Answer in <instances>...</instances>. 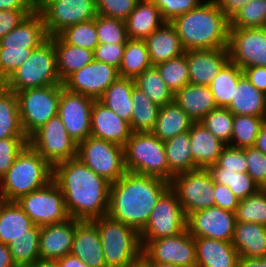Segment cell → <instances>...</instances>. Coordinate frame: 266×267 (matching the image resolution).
<instances>
[{"label": "cell", "instance_id": "1", "mask_svg": "<svg viewBox=\"0 0 266 267\" xmlns=\"http://www.w3.org/2000/svg\"><path fill=\"white\" fill-rule=\"evenodd\" d=\"M52 180L64 196L70 218L93 220L108 214L111 183L78 157L55 164Z\"/></svg>", "mask_w": 266, "mask_h": 267}, {"label": "cell", "instance_id": "2", "mask_svg": "<svg viewBox=\"0 0 266 267\" xmlns=\"http://www.w3.org/2000/svg\"><path fill=\"white\" fill-rule=\"evenodd\" d=\"M170 182L127 171L110 186L108 215L140 233Z\"/></svg>", "mask_w": 266, "mask_h": 267}, {"label": "cell", "instance_id": "3", "mask_svg": "<svg viewBox=\"0 0 266 267\" xmlns=\"http://www.w3.org/2000/svg\"><path fill=\"white\" fill-rule=\"evenodd\" d=\"M170 23L185 51L227 48L230 20L214 0L201 3Z\"/></svg>", "mask_w": 266, "mask_h": 267}, {"label": "cell", "instance_id": "4", "mask_svg": "<svg viewBox=\"0 0 266 267\" xmlns=\"http://www.w3.org/2000/svg\"><path fill=\"white\" fill-rule=\"evenodd\" d=\"M52 177L53 167L27 144L0 180V196L5 201H17L21 196L46 186Z\"/></svg>", "mask_w": 266, "mask_h": 267}, {"label": "cell", "instance_id": "5", "mask_svg": "<svg viewBox=\"0 0 266 267\" xmlns=\"http://www.w3.org/2000/svg\"><path fill=\"white\" fill-rule=\"evenodd\" d=\"M98 227L107 267H125L142 255L140 234L108 214L92 220Z\"/></svg>", "mask_w": 266, "mask_h": 267}, {"label": "cell", "instance_id": "6", "mask_svg": "<svg viewBox=\"0 0 266 267\" xmlns=\"http://www.w3.org/2000/svg\"><path fill=\"white\" fill-rule=\"evenodd\" d=\"M124 157L127 171L159 177L169 182L164 141L152 132H132L124 146Z\"/></svg>", "mask_w": 266, "mask_h": 267}, {"label": "cell", "instance_id": "7", "mask_svg": "<svg viewBox=\"0 0 266 267\" xmlns=\"http://www.w3.org/2000/svg\"><path fill=\"white\" fill-rule=\"evenodd\" d=\"M58 84L62 82L57 73L55 47L50 39L34 49L29 58L3 83L15 93Z\"/></svg>", "mask_w": 266, "mask_h": 267}, {"label": "cell", "instance_id": "8", "mask_svg": "<svg viewBox=\"0 0 266 267\" xmlns=\"http://www.w3.org/2000/svg\"><path fill=\"white\" fill-rule=\"evenodd\" d=\"M63 84L17 92L23 131L29 139L48 120L58 115Z\"/></svg>", "mask_w": 266, "mask_h": 267}, {"label": "cell", "instance_id": "9", "mask_svg": "<svg viewBox=\"0 0 266 267\" xmlns=\"http://www.w3.org/2000/svg\"><path fill=\"white\" fill-rule=\"evenodd\" d=\"M77 157L111 184L127 172L124 147L110 141L89 136L78 143Z\"/></svg>", "mask_w": 266, "mask_h": 267}, {"label": "cell", "instance_id": "10", "mask_svg": "<svg viewBox=\"0 0 266 267\" xmlns=\"http://www.w3.org/2000/svg\"><path fill=\"white\" fill-rule=\"evenodd\" d=\"M36 10L43 17L49 37L98 15L96 0H37Z\"/></svg>", "mask_w": 266, "mask_h": 267}, {"label": "cell", "instance_id": "11", "mask_svg": "<svg viewBox=\"0 0 266 267\" xmlns=\"http://www.w3.org/2000/svg\"><path fill=\"white\" fill-rule=\"evenodd\" d=\"M187 217L177 195L169 187L158 199L144 229L139 233L142 248L150 241L177 235L186 227Z\"/></svg>", "mask_w": 266, "mask_h": 267}, {"label": "cell", "instance_id": "12", "mask_svg": "<svg viewBox=\"0 0 266 267\" xmlns=\"http://www.w3.org/2000/svg\"><path fill=\"white\" fill-rule=\"evenodd\" d=\"M16 202L36 226L58 224L70 218L64 196L53 180L43 188L21 196Z\"/></svg>", "mask_w": 266, "mask_h": 267}, {"label": "cell", "instance_id": "13", "mask_svg": "<svg viewBox=\"0 0 266 267\" xmlns=\"http://www.w3.org/2000/svg\"><path fill=\"white\" fill-rule=\"evenodd\" d=\"M170 188L177 195L186 217L194 211L215 206L214 181L207 169L175 175Z\"/></svg>", "mask_w": 266, "mask_h": 267}, {"label": "cell", "instance_id": "14", "mask_svg": "<svg viewBox=\"0 0 266 267\" xmlns=\"http://www.w3.org/2000/svg\"><path fill=\"white\" fill-rule=\"evenodd\" d=\"M29 144L53 167L77 157L78 143L68 134L57 115L48 120L30 138Z\"/></svg>", "mask_w": 266, "mask_h": 267}, {"label": "cell", "instance_id": "15", "mask_svg": "<svg viewBox=\"0 0 266 267\" xmlns=\"http://www.w3.org/2000/svg\"><path fill=\"white\" fill-rule=\"evenodd\" d=\"M142 256L148 262L197 267L195 237L186 228L177 235L150 240L142 248Z\"/></svg>", "mask_w": 266, "mask_h": 267}, {"label": "cell", "instance_id": "16", "mask_svg": "<svg viewBox=\"0 0 266 267\" xmlns=\"http://www.w3.org/2000/svg\"><path fill=\"white\" fill-rule=\"evenodd\" d=\"M229 59L241 69L266 67V27L229 28Z\"/></svg>", "mask_w": 266, "mask_h": 267}, {"label": "cell", "instance_id": "17", "mask_svg": "<svg viewBox=\"0 0 266 267\" xmlns=\"http://www.w3.org/2000/svg\"><path fill=\"white\" fill-rule=\"evenodd\" d=\"M235 223V213L218 206L194 211L186 219L187 230L193 237L213 238L225 242H232Z\"/></svg>", "mask_w": 266, "mask_h": 267}, {"label": "cell", "instance_id": "18", "mask_svg": "<svg viewBox=\"0 0 266 267\" xmlns=\"http://www.w3.org/2000/svg\"><path fill=\"white\" fill-rule=\"evenodd\" d=\"M119 77L117 68L93 59L91 63L69 75L62 84L70 92L99 100Z\"/></svg>", "mask_w": 266, "mask_h": 267}, {"label": "cell", "instance_id": "19", "mask_svg": "<svg viewBox=\"0 0 266 267\" xmlns=\"http://www.w3.org/2000/svg\"><path fill=\"white\" fill-rule=\"evenodd\" d=\"M93 100L83 94L61 89L58 116L61 118L68 134L77 142H81L91 133V110Z\"/></svg>", "mask_w": 266, "mask_h": 267}, {"label": "cell", "instance_id": "20", "mask_svg": "<svg viewBox=\"0 0 266 267\" xmlns=\"http://www.w3.org/2000/svg\"><path fill=\"white\" fill-rule=\"evenodd\" d=\"M132 130L130 124L99 100H95L91 110L90 136L125 146Z\"/></svg>", "mask_w": 266, "mask_h": 267}, {"label": "cell", "instance_id": "21", "mask_svg": "<svg viewBox=\"0 0 266 267\" xmlns=\"http://www.w3.org/2000/svg\"><path fill=\"white\" fill-rule=\"evenodd\" d=\"M78 219L40 227L39 256L42 260H57L71 253Z\"/></svg>", "mask_w": 266, "mask_h": 267}, {"label": "cell", "instance_id": "22", "mask_svg": "<svg viewBox=\"0 0 266 267\" xmlns=\"http://www.w3.org/2000/svg\"><path fill=\"white\" fill-rule=\"evenodd\" d=\"M190 83L209 86L221 69L230 61L228 49L186 51Z\"/></svg>", "mask_w": 266, "mask_h": 267}, {"label": "cell", "instance_id": "23", "mask_svg": "<svg viewBox=\"0 0 266 267\" xmlns=\"http://www.w3.org/2000/svg\"><path fill=\"white\" fill-rule=\"evenodd\" d=\"M71 254L89 267H107L97 225L92 220L76 223Z\"/></svg>", "mask_w": 266, "mask_h": 267}, {"label": "cell", "instance_id": "24", "mask_svg": "<svg viewBox=\"0 0 266 267\" xmlns=\"http://www.w3.org/2000/svg\"><path fill=\"white\" fill-rule=\"evenodd\" d=\"M40 235V226H36L16 201L2 198L0 213V242L9 245L20 236Z\"/></svg>", "mask_w": 266, "mask_h": 267}, {"label": "cell", "instance_id": "25", "mask_svg": "<svg viewBox=\"0 0 266 267\" xmlns=\"http://www.w3.org/2000/svg\"><path fill=\"white\" fill-rule=\"evenodd\" d=\"M197 267H237L239 254L232 242L195 237Z\"/></svg>", "mask_w": 266, "mask_h": 267}, {"label": "cell", "instance_id": "26", "mask_svg": "<svg viewBox=\"0 0 266 267\" xmlns=\"http://www.w3.org/2000/svg\"><path fill=\"white\" fill-rule=\"evenodd\" d=\"M144 41L153 66L185 53L177 30L170 22H165Z\"/></svg>", "mask_w": 266, "mask_h": 267}, {"label": "cell", "instance_id": "27", "mask_svg": "<svg viewBox=\"0 0 266 267\" xmlns=\"http://www.w3.org/2000/svg\"><path fill=\"white\" fill-rule=\"evenodd\" d=\"M191 154L198 169L214 165L226 146L215 137L202 123L194 122L189 130Z\"/></svg>", "mask_w": 266, "mask_h": 267}, {"label": "cell", "instance_id": "28", "mask_svg": "<svg viewBox=\"0 0 266 267\" xmlns=\"http://www.w3.org/2000/svg\"><path fill=\"white\" fill-rule=\"evenodd\" d=\"M49 39L41 14L35 10L0 39V46L39 48Z\"/></svg>", "mask_w": 266, "mask_h": 267}, {"label": "cell", "instance_id": "29", "mask_svg": "<svg viewBox=\"0 0 266 267\" xmlns=\"http://www.w3.org/2000/svg\"><path fill=\"white\" fill-rule=\"evenodd\" d=\"M164 23L159 8L151 0H139L125 20L128 38L132 40H145Z\"/></svg>", "mask_w": 266, "mask_h": 267}, {"label": "cell", "instance_id": "30", "mask_svg": "<svg viewBox=\"0 0 266 267\" xmlns=\"http://www.w3.org/2000/svg\"><path fill=\"white\" fill-rule=\"evenodd\" d=\"M173 101L195 122H199L210 111L217 108L209 86L186 84L174 93Z\"/></svg>", "mask_w": 266, "mask_h": 267}, {"label": "cell", "instance_id": "31", "mask_svg": "<svg viewBox=\"0 0 266 267\" xmlns=\"http://www.w3.org/2000/svg\"><path fill=\"white\" fill-rule=\"evenodd\" d=\"M226 108L235 115L265 117L266 94L257 90L246 76L242 75L234 88L231 103Z\"/></svg>", "mask_w": 266, "mask_h": 267}, {"label": "cell", "instance_id": "32", "mask_svg": "<svg viewBox=\"0 0 266 267\" xmlns=\"http://www.w3.org/2000/svg\"><path fill=\"white\" fill-rule=\"evenodd\" d=\"M232 244L239 256H266V226L254 222H236Z\"/></svg>", "mask_w": 266, "mask_h": 267}, {"label": "cell", "instance_id": "33", "mask_svg": "<svg viewBox=\"0 0 266 267\" xmlns=\"http://www.w3.org/2000/svg\"><path fill=\"white\" fill-rule=\"evenodd\" d=\"M49 39L55 47L57 73L61 82L94 59L93 51L67 44L59 35L51 36Z\"/></svg>", "mask_w": 266, "mask_h": 267}, {"label": "cell", "instance_id": "34", "mask_svg": "<svg viewBox=\"0 0 266 267\" xmlns=\"http://www.w3.org/2000/svg\"><path fill=\"white\" fill-rule=\"evenodd\" d=\"M195 121L174 101L160 107L152 133L161 141L187 132Z\"/></svg>", "mask_w": 266, "mask_h": 267}, {"label": "cell", "instance_id": "35", "mask_svg": "<svg viewBox=\"0 0 266 267\" xmlns=\"http://www.w3.org/2000/svg\"><path fill=\"white\" fill-rule=\"evenodd\" d=\"M190 145L189 131L164 141L169 168V182L175 175L198 169L193 160Z\"/></svg>", "mask_w": 266, "mask_h": 267}, {"label": "cell", "instance_id": "36", "mask_svg": "<svg viewBox=\"0 0 266 267\" xmlns=\"http://www.w3.org/2000/svg\"><path fill=\"white\" fill-rule=\"evenodd\" d=\"M27 138L21 126L17 94L0 84V140Z\"/></svg>", "mask_w": 266, "mask_h": 267}, {"label": "cell", "instance_id": "37", "mask_svg": "<svg viewBox=\"0 0 266 267\" xmlns=\"http://www.w3.org/2000/svg\"><path fill=\"white\" fill-rule=\"evenodd\" d=\"M134 79L119 77L104 92L99 101L114 111L120 118L131 122L133 102L132 90Z\"/></svg>", "mask_w": 266, "mask_h": 267}, {"label": "cell", "instance_id": "38", "mask_svg": "<svg viewBox=\"0 0 266 267\" xmlns=\"http://www.w3.org/2000/svg\"><path fill=\"white\" fill-rule=\"evenodd\" d=\"M133 111L130 128L132 132H152L155 128L160 106L136 86L132 90Z\"/></svg>", "mask_w": 266, "mask_h": 267}, {"label": "cell", "instance_id": "39", "mask_svg": "<svg viewBox=\"0 0 266 267\" xmlns=\"http://www.w3.org/2000/svg\"><path fill=\"white\" fill-rule=\"evenodd\" d=\"M152 66L145 41L129 39L125 44L122 62L118 69L119 76L135 79Z\"/></svg>", "mask_w": 266, "mask_h": 267}, {"label": "cell", "instance_id": "40", "mask_svg": "<svg viewBox=\"0 0 266 267\" xmlns=\"http://www.w3.org/2000/svg\"><path fill=\"white\" fill-rule=\"evenodd\" d=\"M242 75L243 70L229 61L211 81L209 87L217 107L226 108L231 103L234 88Z\"/></svg>", "mask_w": 266, "mask_h": 267}, {"label": "cell", "instance_id": "41", "mask_svg": "<svg viewBox=\"0 0 266 267\" xmlns=\"http://www.w3.org/2000/svg\"><path fill=\"white\" fill-rule=\"evenodd\" d=\"M207 171L215 183L229 187L239 200L245 199L260 189L247 172L224 171V168L217 167L215 164L209 166Z\"/></svg>", "mask_w": 266, "mask_h": 267}, {"label": "cell", "instance_id": "42", "mask_svg": "<svg viewBox=\"0 0 266 267\" xmlns=\"http://www.w3.org/2000/svg\"><path fill=\"white\" fill-rule=\"evenodd\" d=\"M134 81L135 86L158 106L161 107L173 102L174 93L165 84L155 66L138 75Z\"/></svg>", "mask_w": 266, "mask_h": 267}, {"label": "cell", "instance_id": "43", "mask_svg": "<svg viewBox=\"0 0 266 267\" xmlns=\"http://www.w3.org/2000/svg\"><path fill=\"white\" fill-rule=\"evenodd\" d=\"M264 126V117L235 115L230 146L246 148L254 146L260 129ZM235 142L233 144V142Z\"/></svg>", "mask_w": 266, "mask_h": 267}, {"label": "cell", "instance_id": "44", "mask_svg": "<svg viewBox=\"0 0 266 267\" xmlns=\"http://www.w3.org/2000/svg\"><path fill=\"white\" fill-rule=\"evenodd\" d=\"M155 67L173 93L190 83L186 51L181 56L158 63Z\"/></svg>", "mask_w": 266, "mask_h": 267}, {"label": "cell", "instance_id": "45", "mask_svg": "<svg viewBox=\"0 0 266 267\" xmlns=\"http://www.w3.org/2000/svg\"><path fill=\"white\" fill-rule=\"evenodd\" d=\"M236 222H254L266 226V188L239 200L235 211Z\"/></svg>", "mask_w": 266, "mask_h": 267}, {"label": "cell", "instance_id": "46", "mask_svg": "<svg viewBox=\"0 0 266 267\" xmlns=\"http://www.w3.org/2000/svg\"><path fill=\"white\" fill-rule=\"evenodd\" d=\"M67 44L94 51L99 44L96 32V18L71 25L58 34Z\"/></svg>", "mask_w": 266, "mask_h": 267}, {"label": "cell", "instance_id": "47", "mask_svg": "<svg viewBox=\"0 0 266 267\" xmlns=\"http://www.w3.org/2000/svg\"><path fill=\"white\" fill-rule=\"evenodd\" d=\"M233 118L234 114L228 108L217 107L199 122L223 143L230 145L233 132Z\"/></svg>", "mask_w": 266, "mask_h": 267}, {"label": "cell", "instance_id": "48", "mask_svg": "<svg viewBox=\"0 0 266 267\" xmlns=\"http://www.w3.org/2000/svg\"><path fill=\"white\" fill-rule=\"evenodd\" d=\"M266 27V0H250L230 20V28Z\"/></svg>", "mask_w": 266, "mask_h": 267}, {"label": "cell", "instance_id": "49", "mask_svg": "<svg viewBox=\"0 0 266 267\" xmlns=\"http://www.w3.org/2000/svg\"><path fill=\"white\" fill-rule=\"evenodd\" d=\"M96 32L102 44H126L129 40L125 21L100 14L96 16Z\"/></svg>", "mask_w": 266, "mask_h": 267}, {"label": "cell", "instance_id": "50", "mask_svg": "<svg viewBox=\"0 0 266 267\" xmlns=\"http://www.w3.org/2000/svg\"><path fill=\"white\" fill-rule=\"evenodd\" d=\"M40 235L20 236L8 246L15 265L34 264L39 256Z\"/></svg>", "mask_w": 266, "mask_h": 267}, {"label": "cell", "instance_id": "51", "mask_svg": "<svg viewBox=\"0 0 266 267\" xmlns=\"http://www.w3.org/2000/svg\"><path fill=\"white\" fill-rule=\"evenodd\" d=\"M34 49L37 48L0 46V84L29 58Z\"/></svg>", "mask_w": 266, "mask_h": 267}, {"label": "cell", "instance_id": "52", "mask_svg": "<svg viewBox=\"0 0 266 267\" xmlns=\"http://www.w3.org/2000/svg\"><path fill=\"white\" fill-rule=\"evenodd\" d=\"M29 144L28 138H4L0 140V180L7 174L17 155Z\"/></svg>", "mask_w": 266, "mask_h": 267}, {"label": "cell", "instance_id": "53", "mask_svg": "<svg viewBox=\"0 0 266 267\" xmlns=\"http://www.w3.org/2000/svg\"><path fill=\"white\" fill-rule=\"evenodd\" d=\"M215 165L224 168V171L247 172L248 163L245 157V148L226 145Z\"/></svg>", "mask_w": 266, "mask_h": 267}, {"label": "cell", "instance_id": "54", "mask_svg": "<svg viewBox=\"0 0 266 267\" xmlns=\"http://www.w3.org/2000/svg\"><path fill=\"white\" fill-rule=\"evenodd\" d=\"M247 173L260 188H266V155L255 146L245 148Z\"/></svg>", "mask_w": 266, "mask_h": 267}, {"label": "cell", "instance_id": "55", "mask_svg": "<svg viewBox=\"0 0 266 267\" xmlns=\"http://www.w3.org/2000/svg\"><path fill=\"white\" fill-rule=\"evenodd\" d=\"M139 0H96L97 14L125 21Z\"/></svg>", "mask_w": 266, "mask_h": 267}, {"label": "cell", "instance_id": "56", "mask_svg": "<svg viewBox=\"0 0 266 267\" xmlns=\"http://www.w3.org/2000/svg\"><path fill=\"white\" fill-rule=\"evenodd\" d=\"M160 10L165 22H172L176 17L198 7L200 0H151Z\"/></svg>", "mask_w": 266, "mask_h": 267}, {"label": "cell", "instance_id": "57", "mask_svg": "<svg viewBox=\"0 0 266 267\" xmlns=\"http://www.w3.org/2000/svg\"><path fill=\"white\" fill-rule=\"evenodd\" d=\"M125 44L99 43L93 51L94 60L119 69Z\"/></svg>", "mask_w": 266, "mask_h": 267}, {"label": "cell", "instance_id": "58", "mask_svg": "<svg viewBox=\"0 0 266 267\" xmlns=\"http://www.w3.org/2000/svg\"><path fill=\"white\" fill-rule=\"evenodd\" d=\"M36 9H16L0 11V39L15 29L28 15Z\"/></svg>", "mask_w": 266, "mask_h": 267}, {"label": "cell", "instance_id": "59", "mask_svg": "<svg viewBox=\"0 0 266 267\" xmlns=\"http://www.w3.org/2000/svg\"><path fill=\"white\" fill-rule=\"evenodd\" d=\"M214 199L215 206L231 212L236 211L239 199L234 193L224 184L214 182Z\"/></svg>", "mask_w": 266, "mask_h": 267}, {"label": "cell", "instance_id": "60", "mask_svg": "<svg viewBox=\"0 0 266 267\" xmlns=\"http://www.w3.org/2000/svg\"><path fill=\"white\" fill-rule=\"evenodd\" d=\"M243 75L257 89L266 94V67L251 66L242 68Z\"/></svg>", "mask_w": 266, "mask_h": 267}, {"label": "cell", "instance_id": "61", "mask_svg": "<svg viewBox=\"0 0 266 267\" xmlns=\"http://www.w3.org/2000/svg\"><path fill=\"white\" fill-rule=\"evenodd\" d=\"M219 9L231 20L235 14L250 0H214Z\"/></svg>", "mask_w": 266, "mask_h": 267}, {"label": "cell", "instance_id": "62", "mask_svg": "<svg viewBox=\"0 0 266 267\" xmlns=\"http://www.w3.org/2000/svg\"><path fill=\"white\" fill-rule=\"evenodd\" d=\"M37 0H0L1 10L36 9Z\"/></svg>", "mask_w": 266, "mask_h": 267}, {"label": "cell", "instance_id": "63", "mask_svg": "<svg viewBox=\"0 0 266 267\" xmlns=\"http://www.w3.org/2000/svg\"><path fill=\"white\" fill-rule=\"evenodd\" d=\"M56 262L58 267H89L84 261L71 253L57 259Z\"/></svg>", "mask_w": 266, "mask_h": 267}, {"label": "cell", "instance_id": "64", "mask_svg": "<svg viewBox=\"0 0 266 267\" xmlns=\"http://www.w3.org/2000/svg\"><path fill=\"white\" fill-rule=\"evenodd\" d=\"M237 267H266V256L260 258L239 256Z\"/></svg>", "mask_w": 266, "mask_h": 267}, {"label": "cell", "instance_id": "65", "mask_svg": "<svg viewBox=\"0 0 266 267\" xmlns=\"http://www.w3.org/2000/svg\"><path fill=\"white\" fill-rule=\"evenodd\" d=\"M9 246L0 242V267H15Z\"/></svg>", "mask_w": 266, "mask_h": 267}, {"label": "cell", "instance_id": "66", "mask_svg": "<svg viewBox=\"0 0 266 267\" xmlns=\"http://www.w3.org/2000/svg\"><path fill=\"white\" fill-rule=\"evenodd\" d=\"M254 146L266 155V125L260 129Z\"/></svg>", "mask_w": 266, "mask_h": 267}, {"label": "cell", "instance_id": "67", "mask_svg": "<svg viewBox=\"0 0 266 267\" xmlns=\"http://www.w3.org/2000/svg\"><path fill=\"white\" fill-rule=\"evenodd\" d=\"M125 267H150L149 262L141 255L137 260L129 263Z\"/></svg>", "mask_w": 266, "mask_h": 267}, {"label": "cell", "instance_id": "68", "mask_svg": "<svg viewBox=\"0 0 266 267\" xmlns=\"http://www.w3.org/2000/svg\"><path fill=\"white\" fill-rule=\"evenodd\" d=\"M34 264L37 267H58L56 260H42V259H39Z\"/></svg>", "mask_w": 266, "mask_h": 267}, {"label": "cell", "instance_id": "69", "mask_svg": "<svg viewBox=\"0 0 266 267\" xmlns=\"http://www.w3.org/2000/svg\"><path fill=\"white\" fill-rule=\"evenodd\" d=\"M150 267H180L173 264H165V263H157V262H149Z\"/></svg>", "mask_w": 266, "mask_h": 267}, {"label": "cell", "instance_id": "70", "mask_svg": "<svg viewBox=\"0 0 266 267\" xmlns=\"http://www.w3.org/2000/svg\"><path fill=\"white\" fill-rule=\"evenodd\" d=\"M15 267H37L35 264L16 265Z\"/></svg>", "mask_w": 266, "mask_h": 267}, {"label": "cell", "instance_id": "71", "mask_svg": "<svg viewBox=\"0 0 266 267\" xmlns=\"http://www.w3.org/2000/svg\"><path fill=\"white\" fill-rule=\"evenodd\" d=\"M1 208H2V197L0 196V213H1Z\"/></svg>", "mask_w": 266, "mask_h": 267}, {"label": "cell", "instance_id": "72", "mask_svg": "<svg viewBox=\"0 0 266 267\" xmlns=\"http://www.w3.org/2000/svg\"><path fill=\"white\" fill-rule=\"evenodd\" d=\"M264 125H266V114H265V117H264Z\"/></svg>", "mask_w": 266, "mask_h": 267}]
</instances>
